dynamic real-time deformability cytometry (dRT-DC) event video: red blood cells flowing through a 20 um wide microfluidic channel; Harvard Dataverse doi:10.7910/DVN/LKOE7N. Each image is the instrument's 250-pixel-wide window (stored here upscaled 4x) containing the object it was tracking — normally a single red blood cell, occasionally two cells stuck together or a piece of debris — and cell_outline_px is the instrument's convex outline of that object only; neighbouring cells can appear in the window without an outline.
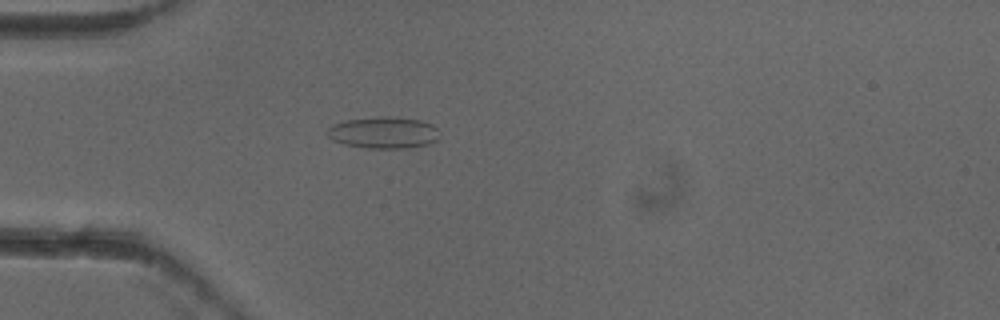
{"species": "common noctule bat (a hibernating species)", "species_latin": "Nyctalus noctula", "temperature_condition": "cold", "stored_images_in_passage": 4, "camera_frame_rate_fps": 3000, "um_per_image_px": 0.085, "animal": {"sex": "female"}, "frame": {"image": 1, "passage_image": 4, "time_ms": 1.0, "image_size_px": [1000, 320], "cell_outline_px": [[436, 140], [428, 144], [408, 148], [368, 148], [344, 144], [332, 140], [328, 136], [328, 128], [332, 124], [344, 120], [380, 116], [396, 116], [420, 120], [432, 124], [436, 128]], "centroid_in_image_um": [32.56, 11.26], "position_along_channel_um": 52.4, "area_um2": 20.69}}